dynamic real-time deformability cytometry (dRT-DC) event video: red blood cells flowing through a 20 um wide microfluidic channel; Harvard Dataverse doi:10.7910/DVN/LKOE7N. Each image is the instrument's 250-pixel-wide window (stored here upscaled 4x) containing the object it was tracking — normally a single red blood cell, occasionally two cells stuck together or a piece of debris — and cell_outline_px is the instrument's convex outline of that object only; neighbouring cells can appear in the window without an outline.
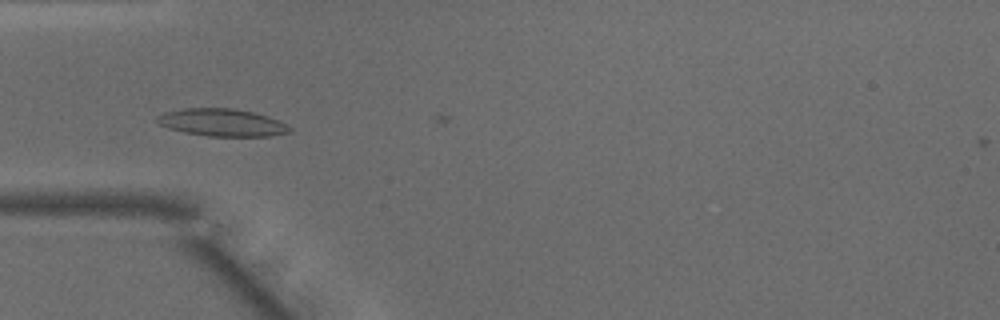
{"species": "common noctule bat (a hibernating species)", "species_latin": "Nyctalus noctula", "temperature_condition": "warm", "stored_images_in_passage": 48, "camera_frame_rate_fps": 3000, "um_per_image_px": 0.085, "animal": {"sex": "male", "body_mass_g": 15.6}, "frame": {"image": 1, "passage_image": 17, "time_ms": 5.333, "image_size_px": [1000, 320], "cell_outline_px": [[292, 132], [268, 136], [208, 136], [184, 132], [168, 128], [160, 124], [156, 120], [156, 116], [164, 112], [184, 108], [232, 108], [252, 112], [268, 116], [292, 128]], "centroid_in_image_um": [18.85, 10.41], "position_along_channel_um": 66.2, "area_um2": 21.1}}
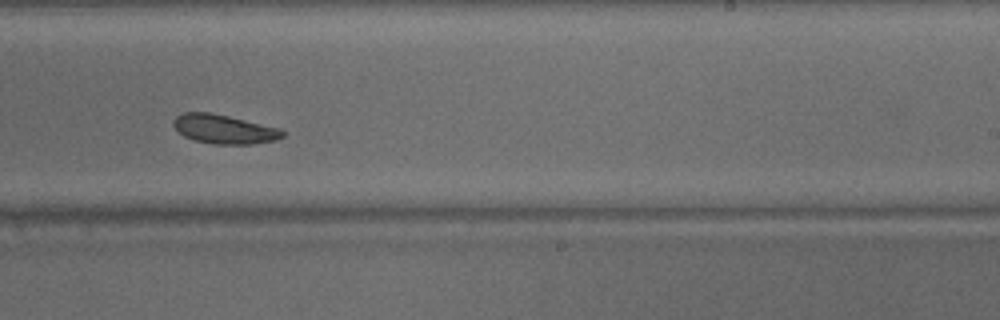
{"frame": {"image": 2, "passage_image": 32, "time_ms": 10.333, "image_size_px": [1000, 320], "cell_outline_px": [[284, 136], [276, 140], [252, 144], [212, 144], [192, 140], [184, 136], [172, 124], [172, 120], [176, 116], [184, 112], [212, 112], [280, 128], [284, 132]], "centroid_in_image_um": [19.03, 10.98], "position_along_channel_um": 270.0, "area_um2": 18.61}}
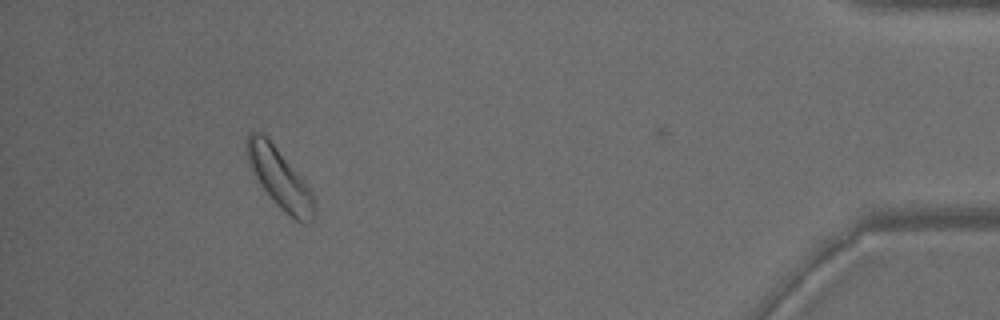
{"frame": {"image": 3, "passage_image": 47, "time_ms": 15.333, "image_size_px": [1000, 320], "cell_outline_px": [[316, 212], [312, 220], [308, 224], [304, 224], [296, 220], [284, 212], [276, 204], [260, 184], [252, 172], [248, 164], [244, 144], [248, 132], [260, 132], [276, 148], [312, 192], [316, 200]], "centroid_in_image_um": [23.76, 15.2], "position_along_channel_um": 411.4, "area_um2": 23.24}, "authors_computed_cell_mechanics": {"area_um2": 19.3341, "velocity_mm_per_s": 4.0795, "shape_relaxation_time_tau1_ms": 3.2058, "shape_relaxation_time_tau2_ms": null, "deformation_change_tau1": 0.0898, "deformation_change_tau2": null}}